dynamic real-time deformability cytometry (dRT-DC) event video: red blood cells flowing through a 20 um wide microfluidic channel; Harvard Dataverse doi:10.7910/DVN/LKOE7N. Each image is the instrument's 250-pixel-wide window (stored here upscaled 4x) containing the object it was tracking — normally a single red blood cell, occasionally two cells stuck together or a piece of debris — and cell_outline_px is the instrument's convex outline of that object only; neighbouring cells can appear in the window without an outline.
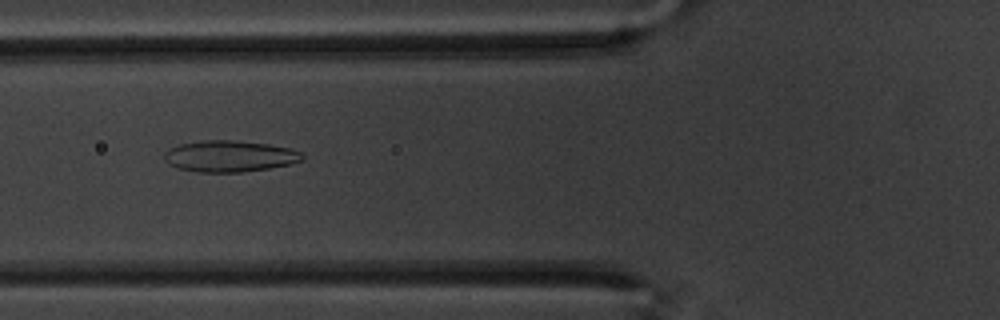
{"species": "common noctule bat (a hibernating species)", "species_latin": "Nyctalus noctula", "temperature_condition": "warm", "stored_images_in_passage": 37, "camera_frame_rate_fps": 3000, "um_per_image_px": 0.085, "animal": {"sex": "male", "body_mass_g": 20.1, "forearm_length_mm": 53.5}, "frame": {"image": 1, "passage_image": 7, "time_ms": 2.0, "image_size_px": [1000, 320], "cell_outline_px": [[304, 160], [288, 164], [268, 168], [244, 172], [196, 172], [176, 168], [168, 164], [164, 160], [164, 152], [168, 148], [180, 144], [200, 140], [236, 140], [268, 144], [292, 148], [300, 152], [304, 156]], "centroid_in_image_um": [19.48, 13.27], "position_along_channel_um": 106.3, "area_um2": 25.49}}
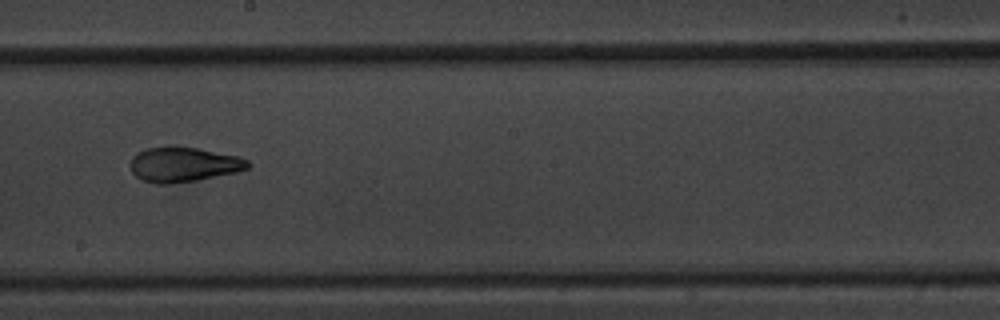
{"frame": {"image": 2, "passage_image": 18, "time_ms": 5.667, "image_size_px": [1000, 320], "cell_outline_px": [[252, 164], [248, 168], [236, 172], [196, 180], [168, 184], [156, 184], [144, 180], [136, 176], [132, 172], [132, 156], [148, 148], [168, 144], [172, 144], [196, 148], [240, 156], [248, 160]], "centroid_in_image_um": [15.63, 13.95], "position_along_channel_um": 232.6, "area_um2": 23.99}}
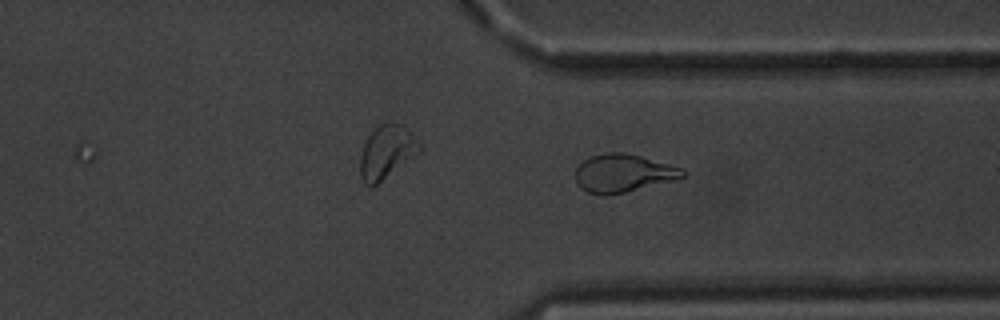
{"frame": {"image": 3, "passage_image": 29, "time_ms": 9.333, "image_size_px": [1000, 320], "cell_outline_px": [[688, 172], [684, 176], [672, 180], [608, 196], [588, 192], [580, 188], [576, 184], [576, 168], [584, 160], [592, 156], [608, 152], [624, 152], [640, 156], [684, 168]], "centroid_in_image_um": [52.96, 14.72], "position_along_channel_um": 358.4, "area_um2": 23.58}, "authors_computed_cell_mechanics": {"area_um2": 23.5824, "velocity_mm_per_s": 3.4348, "shape_relaxation_time_tau1_ms": 8.9138, "shape_relaxation_time_tau2_ms": 1.9606, "deformation_change_tau1": 0.2332, "deformation_change_tau2": 0.0795}}